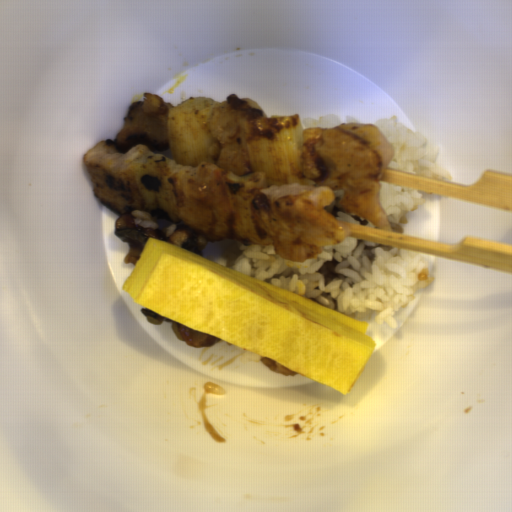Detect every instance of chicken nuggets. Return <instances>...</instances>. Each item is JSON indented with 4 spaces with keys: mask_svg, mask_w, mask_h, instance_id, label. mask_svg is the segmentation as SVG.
<instances>
[{
    "mask_svg": "<svg viewBox=\"0 0 512 512\" xmlns=\"http://www.w3.org/2000/svg\"><path fill=\"white\" fill-rule=\"evenodd\" d=\"M298 155L300 182L267 186L251 203L252 217L269 237L274 255L297 263L345 239L344 223L330 210L337 190L346 212L378 230H393L381 204V180L394 148L377 124L305 127Z\"/></svg>",
    "mask_w": 512,
    "mask_h": 512,
    "instance_id": "1",
    "label": "chicken nuggets"
},
{
    "mask_svg": "<svg viewBox=\"0 0 512 512\" xmlns=\"http://www.w3.org/2000/svg\"><path fill=\"white\" fill-rule=\"evenodd\" d=\"M265 117L258 102L230 94L211 114L208 158L186 170L178 201L180 226L210 241L232 235L231 204L223 182L227 173L250 172L245 128Z\"/></svg>",
    "mask_w": 512,
    "mask_h": 512,
    "instance_id": "2",
    "label": "chicken nuggets"
},
{
    "mask_svg": "<svg viewBox=\"0 0 512 512\" xmlns=\"http://www.w3.org/2000/svg\"><path fill=\"white\" fill-rule=\"evenodd\" d=\"M175 107L152 92L133 101L114 139L100 140L83 155L93 197L118 215L146 210L129 172L143 155L173 157L168 145L167 110Z\"/></svg>",
    "mask_w": 512,
    "mask_h": 512,
    "instance_id": "3",
    "label": "chicken nuggets"
}]
</instances>
